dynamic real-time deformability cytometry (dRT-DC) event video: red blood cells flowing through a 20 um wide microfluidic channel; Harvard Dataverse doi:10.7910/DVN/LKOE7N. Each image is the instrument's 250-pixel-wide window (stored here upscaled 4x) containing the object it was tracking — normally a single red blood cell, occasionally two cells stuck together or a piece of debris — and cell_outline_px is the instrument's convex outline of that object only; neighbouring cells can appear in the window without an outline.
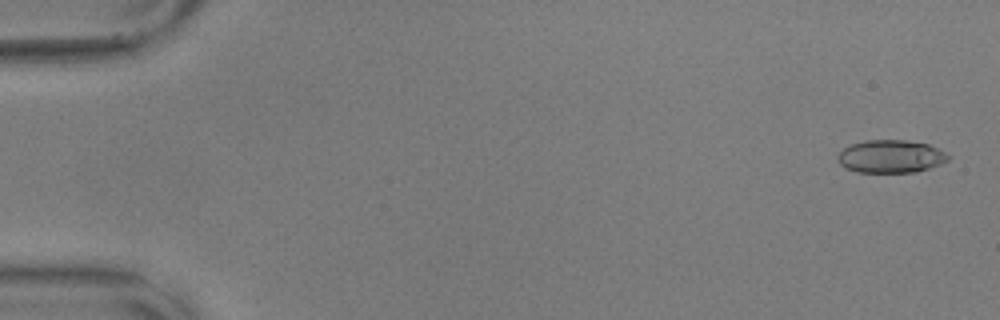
{"species": "common noctule bat (a hibernating species)", "species_latin": "Nyctalus noctula", "temperature_condition": "warm", "stored_images_in_passage": 57, "camera_frame_rate_fps": 3000, "um_per_image_px": 0.085, "animal": {"sex": "male", "body_mass_g": 17.9, "forearm_length_mm": 54.2}, "frame": {"image": 1, "passage_image": 2, "time_ms": 0.333, "image_size_px": [1000, 320], "cell_outline_px": [[952, 156], [948, 160], [940, 164], [916, 172], [856, 172], [844, 168], [836, 160], [836, 156], [844, 148], [852, 144], [864, 140], [908, 140], [928, 144]], "centroid_in_image_um": [75.69, 13.3], "position_along_channel_um": 9.3, "area_um2": 21.27}}
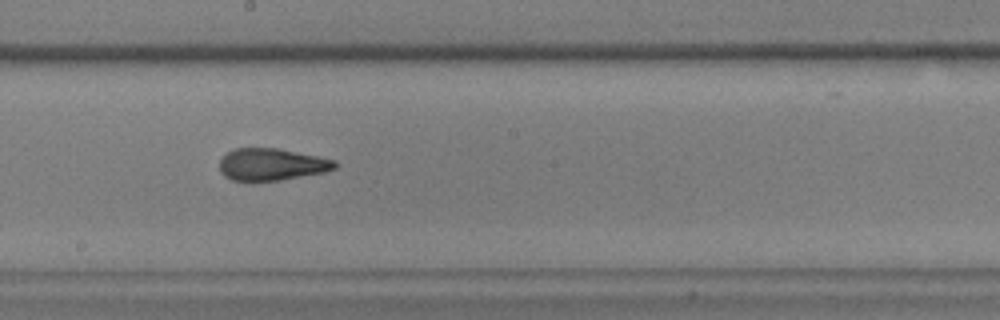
{"frame": {"image": 2, "passage_image": 32, "time_ms": 10.333, "image_size_px": [1000, 320], "cell_outline_px": [[336, 168], [324, 172], [280, 180], [252, 184], [248, 184], [232, 180], [224, 176], [220, 172], [220, 160], [228, 152], [236, 148], [276, 148], [336, 160]], "centroid_in_image_um": [23.03, 14.02], "position_along_channel_um": 225.2, "area_um2": 21.96}}
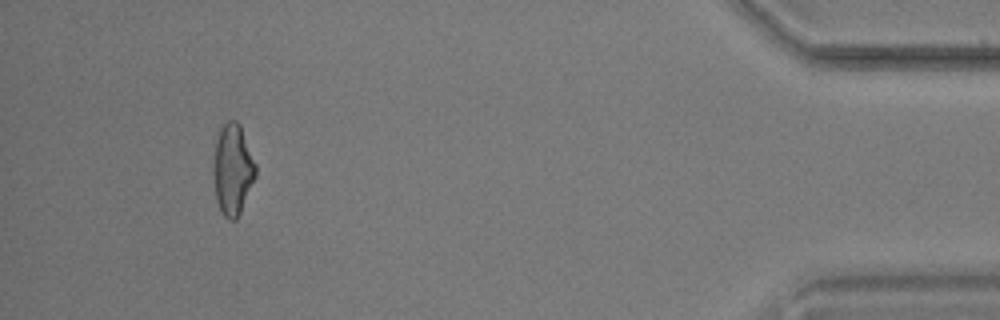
{"frame": {"image": 3, "passage_image": 53, "time_ms": 17.333, "image_size_px": [1000, 320], "cell_outline_px": [[256, 176], [240, 212], [236, 220], [228, 220], [224, 216], [216, 200], [212, 172], [212, 168], [216, 132], [228, 120], [236, 120], [240, 124], [256, 164]], "centroid_in_image_um": [19.75, 14.37], "position_along_channel_um": 415.5, "area_um2": 22.72}, "authors_computed_cell_mechanics": {"area_um2": 21.8484, "velocity_mm_per_s": 3.5906, "shape_relaxation_time_tau1_ms": 9.4779, "shape_relaxation_time_tau2_ms": 1.8754, "deformation_change_tau1": 0.2392, "deformation_change_tau2": 0.0894}}